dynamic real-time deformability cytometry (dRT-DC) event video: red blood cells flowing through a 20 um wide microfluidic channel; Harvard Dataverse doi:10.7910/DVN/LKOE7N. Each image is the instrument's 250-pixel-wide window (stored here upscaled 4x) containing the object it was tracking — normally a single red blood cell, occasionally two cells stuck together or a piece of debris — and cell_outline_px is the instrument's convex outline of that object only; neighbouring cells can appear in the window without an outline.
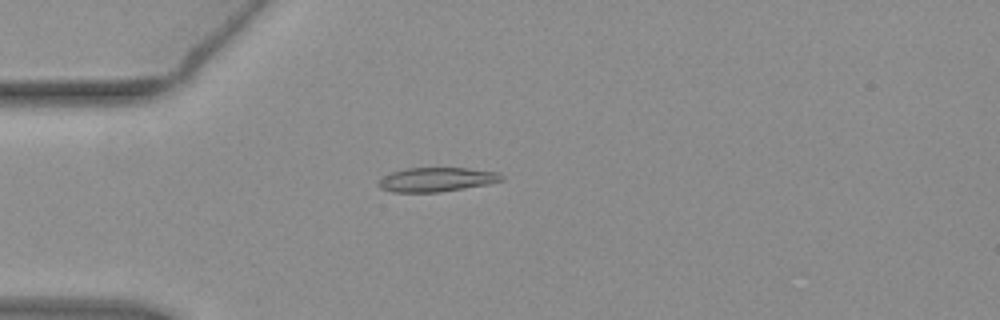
{"species": "common noctule bat (a hibernating species)", "species_latin": "Nyctalus noctula", "temperature_condition": "warm", "stored_images_in_passage": 42, "camera_frame_rate_fps": 3000, "um_per_image_px": 0.085, "animal": {"sex": "female", "body_mass_g": 19.3, "forearm_length_mm": 54.1}, "frame": {"image": 1, "passage_image": 3, "time_ms": 0.667, "image_size_px": [1000, 320], "cell_outline_px": [[504, 180], [488, 184], [440, 192], [392, 192], [380, 188], [376, 184], [384, 176], [392, 172], [408, 168], [468, 168], [500, 172], [504, 176]], "centroid_in_image_um": [37.14, 15.26], "position_along_channel_um": 47.9, "area_um2": 17.4}}
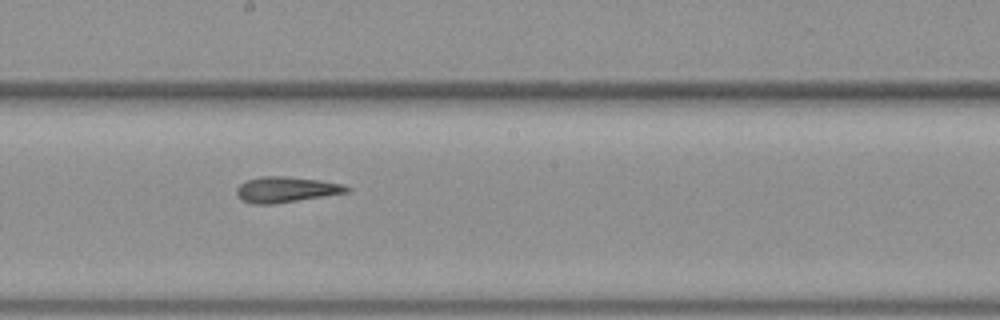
{"frame": {"image": 2, "passage_image": 18, "time_ms": 5.667, "image_size_px": [1000, 320], "cell_outline_px": [[352, 188], [348, 192], [272, 204], [252, 204], [240, 200], [236, 196], [236, 188], [240, 184], [248, 180], [260, 176], [284, 176], [320, 180], [344, 184]], "centroid_in_image_um": [24.28, 16.11], "position_along_channel_um": 223.9, "area_um2": 16.47}}
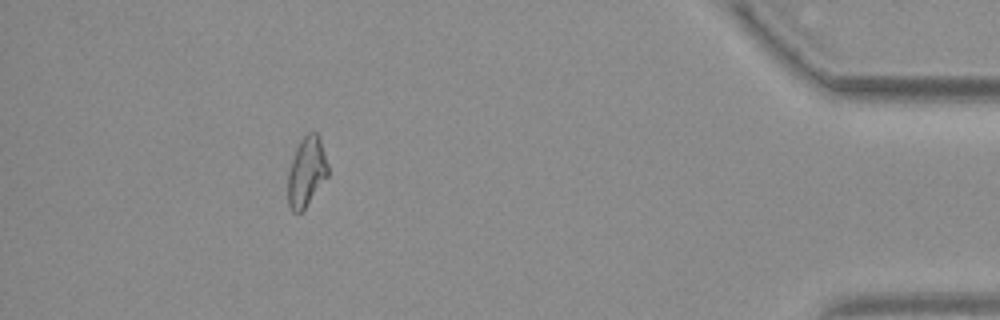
{"frame": {"image": 3, "passage_image": 37, "time_ms": 12.0, "image_size_px": [1000, 320], "cell_outline_px": [[328, 176], [304, 208], [300, 212], [292, 212], [288, 204], [288, 172], [296, 148], [300, 140], [308, 132], [316, 132], [320, 140], [328, 164]], "centroid_in_image_um": [26.04, 14.6], "position_along_channel_um": 409.2, "area_um2": 16.01}, "authors_computed_cell_mechanics": {"area_um2": 16.5886, "velocity_mm_per_s": 3.8281, "shape_relaxation_time_tau1_ms": null, "shape_relaxation_time_tau2_ms": 2.2952, "deformation_change_tau1": null, "deformation_change_tau2": 0.1094}}